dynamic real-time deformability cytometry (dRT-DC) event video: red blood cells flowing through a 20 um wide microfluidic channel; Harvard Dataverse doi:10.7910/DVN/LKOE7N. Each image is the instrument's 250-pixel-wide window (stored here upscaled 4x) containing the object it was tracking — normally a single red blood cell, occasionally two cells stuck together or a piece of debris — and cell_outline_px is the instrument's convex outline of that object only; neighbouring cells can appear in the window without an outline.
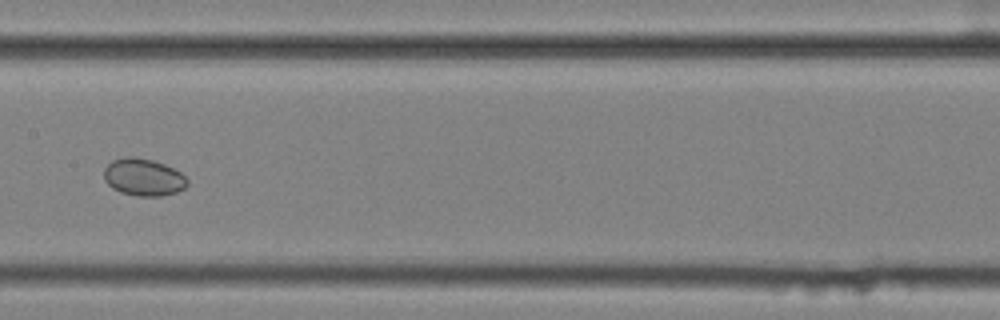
{"species": "common noctule bat (a hibernating species)", "species_latin": "Nyctalus noctula", "temperature_condition": "cold", "stored_images_in_passage": 14, "camera_frame_rate_fps": 3000, "um_per_image_px": 0.085, "animal": {"sex": "female", "body_mass_g": 25.1}, "frame": {"image": 1, "passage_image": 7, "time_ms": 2.0, "image_size_px": [1000, 320], "cell_outline_px": [[188, 184], [184, 188], [176, 192], [160, 196], [136, 196], [120, 192], [112, 188], [104, 180], [104, 168], [112, 160], [124, 156], [132, 156], [152, 160], [164, 164], [180, 172], [188, 180]], "centroid_in_image_um": [12.17, 15.06], "position_along_channel_um": 195.2, "area_um2": 18.15}}
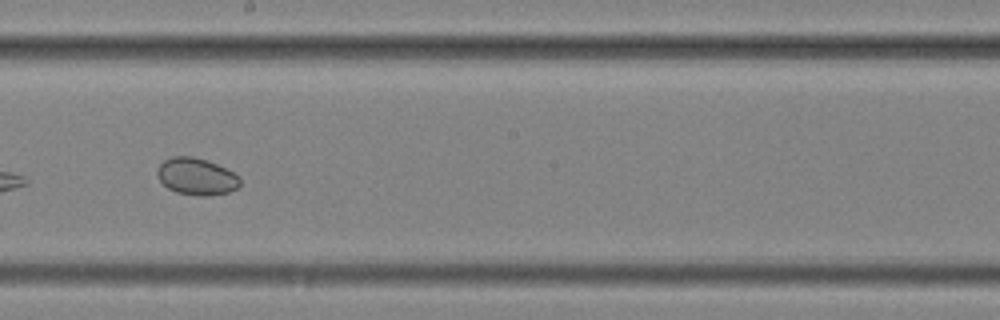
{"frame": {"image": 2, "passage_image": 8, "time_ms": 2.333, "image_size_px": [1000, 320], "cell_outline_px": [[240, 184], [236, 188], [228, 192], [208, 196], [200, 196], [176, 192], [168, 188], [160, 180], [156, 172], [156, 168], [164, 160], [172, 156], [192, 156], [208, 160], [240, 176]], "centroid_in_image_um": [16.68, 14.99], "position_along_channel_um": 231.5, "area_um2": 17.8}}
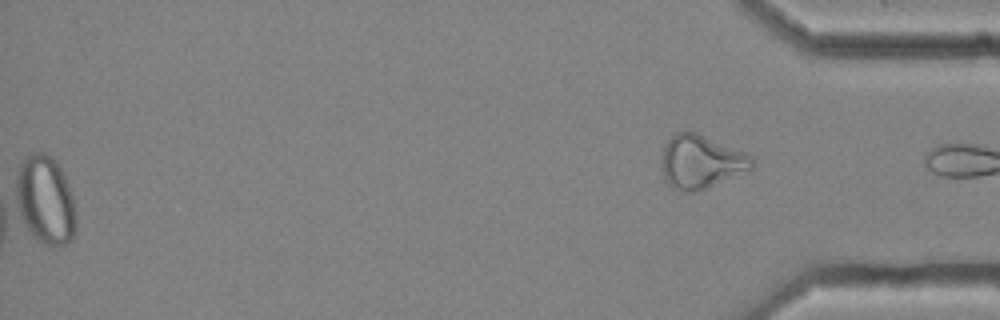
{"frame": {"image": 3, "passage_image": 14, "time_ms": 4.333, "image_size_px": [1000, 320], "cell_outline_px": [[752, 168], [696, 192], [684, 192], [668, 184], [664, 180], [664, 144], [676, 132], [696, 132], [744, 152], [752, 156]], "centroid_in_image_um": [59.57, 13.74], "position_along_channel_um": 375.6, "area_um2": 27.28}}